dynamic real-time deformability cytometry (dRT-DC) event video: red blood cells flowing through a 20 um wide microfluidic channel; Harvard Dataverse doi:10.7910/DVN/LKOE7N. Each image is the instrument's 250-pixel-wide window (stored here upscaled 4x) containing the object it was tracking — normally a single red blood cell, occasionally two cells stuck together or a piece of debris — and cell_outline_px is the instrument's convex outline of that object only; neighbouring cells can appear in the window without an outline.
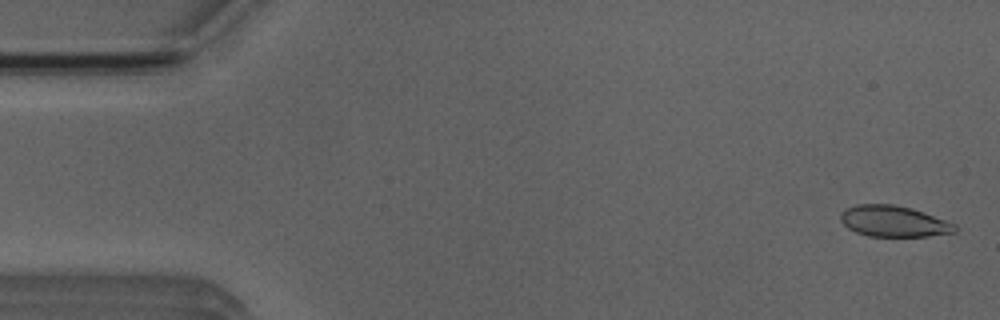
{"species": "Egyptian fruit bat (a non-hibernating species)", "species_latin": "Rousettus aegyptiacus", "temperature_condition": "room temperature", "stored_images_in_passage": 5, "camera_frame_rate_fps": 3000, "um_per_image_px": 0.085, "animal": {"sex": "male"}, "frame": {"image": 1, "passage_image": 1, "time_ms": 0.0, "image_size_px": [1000, 320], "cell_outline_px": [[956, 232], [928, 236], [868, 236], [856, 232], [848, 228], [840, 220], [840, 212], [856, 204], [892, 204], [912, 208], [956, 224]], "centroid_in_image_um": [75.95, 18.8], "position_along_channel_um": 9.1, "area_um2": 20.63}}